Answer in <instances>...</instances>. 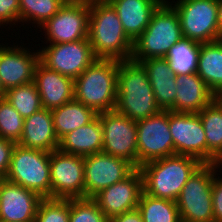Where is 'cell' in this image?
Masks as SVG:
<instances>
[{"mask_svg":"<svg viewBox=\"0 0 222 222\" xmlns=\"http://www.w3.org/2000/svg\"><path fill=\"white\" fill-rule=\"evenodd\" d=\"M114 110L136 122L161 111L141 63L132 59L119 62Z\"/></svg>","mask_w":222,"mask_h":222,"instance_id":"6da1fadb","label":"cell"},{"mask_svg":"<svg viewBox=\"0 0 222 222\" xmlns=\"http://www.w3.org/2000/svg\"><path fill=\"white\" fill-rule=\"evenodd\" d=\"M88 39L97 59L123 61L131 58L133 41L107 0L90 6Z\"/></svg>","mask_w":222,"mask_h":222,"instance_id":"7a4b0ae2","label":"cell"},{"mask_svg":"<svg viewBox=\"0 0 222 222\" xmlns=\"http://www.w3.org/2000/svg\"><path fill=\"white\" fill-rule=\"evenodd\" d=\"M203 163L192 156L173 155L141 165L143 192L155 198L177 201L183 186Z\"/></svg>","mask_w":222,"mask_h":222,"instance_id":"3957f363","label":"cell"},{"mask_svg":"<svg viewBox=\"0 0 222 222\" xmlns=\"http://www.w3.org/2000/svg\"><path fill=\"white\" fill-rule=\"evenodd\" d=\"M119 60L96 59L74 79V99L97 114L115 109Z\"/></svg>","mask_w":222,"mask_h":222,"instance_id":"277c9868","label":"cell"},{"mask_svg":"<svg viewBox=\"0 0 222 222\" xmlns=\"http://www.w3.org/2000/svg\"><path fill=\"white\" fill-rule=\"evenodd\" d=\"M182 38L177 11L168 0H164L153 12L146 29L133 42L130 59L140 63L149 58L165 57Z\"/></svg>","mask_w":222,"mask_h":222,"instance_id":"5b68a950","label":"cell"},{"mask_svg":"<svg viewBox=\"0 0 222 222\" xmlns=\"http://www.w3.org/2000/svg\"><path fill=\"white\" fill-rule=\"evenodd\" d=\"M221 168L222 164L203 163L183 186L176 201L181 222H214L212 182Z\"/></svg>","mask_w":222,"mask_h":222,"instance_id":"8992f818","label":"cell"},{"mask_svg":"<svg viewBox=\"0 0 222 222\" xmlns=\"http://www.w3.org/2000/svg\"><path fill=\"white\" fill-rule=\"evenodd\" d=\"M4 179L51 198L50 152L16 144Z\"/></svg>","mask_w":222,"mask_h":222,"instance_id":"52a82bcc","label":"cell"},{"mask_svg":"<svg viewBox=\"0 0 222 222\" xmlns=\"http://www.w3.org/2000/svg\"><path fill=\"white\" fill-rule=\"evenodd\" d=\"M177 2V3H176ZM177 11L183 38L207 43L219 40L217 0H177Z\"/></svg>","mask_w":222,"mask_h":222,"instance_id":"ba28073f","label":"cell"},{"mask_svg":"<svg viewBox=\"0 0 222 222\" xmlns=\"http://www.w3.org/2000/svg\"><path fill=\"white\" fill-rule=\"evenodd\" d=\"M138 168L150 161L176 155L169 128V111L161 110L136 122Z\"/></svg>","mask_w":222,"mask_h":222,"instance_id":"9c48e42d","label":"cell"},{"mask_svg":"<svg viewBox=\"0 0 222 222\" xmlns=\"http://www.w3.org/2000/svg\"><path fill=\"white\" fill-rule=\"evenodd\" d=\"M103 128L102 152L123 158L138 168L136 121L115 110L99 113Z\"/></svg>","mask_w":222,"mask_h":222,"instance_id":"30bf717a","label":"cell"},{"mask_svg":"<svg viewBox=\"0 0 222 222\" xmlns=\"http://www.w3.org/2000/svg\"><path fill=\"white\" fill-rule=\"evenodd\" d=\"M52 199L85 198L84 157L61 152H50Z\"/></svg>","mask_w":222,"mask_h":222,"instance_id":"8fae6325","label":"cell"},{"mask_svg":"<svg viewBox=\"0 0 222 222\" xmlns=\"http://www.w3.org/2000/svg\"><path fill=\"white\" fill-rule=\"evenodd\" d=\"M39 52L40 61L45 66L73 79L97 59L88 38L68 43H50Z\"/></svg>","mask_w":222,"mask_h":222,"instance_id":"7c38bea8","label":"cell"},{"mask_svg":"<svg viewBox=\"0 0 222 222\" xmlns=\"http://www.w3.org/2000/svg\"><path fill=\"white\" fill-rule=\"evenodd\" d=\"M136 167L127 160L104 152L84 157L85 198L127 178Z\"/></svg>","mask_w":222,"mask_h":222,"instance_id":"4fadbf2b","label":"cell"},{"mask_svg":"<svg viewBox=\"0 0 222 222\" xmlns=\"http://www.w3.org/2000/svg\"><path fill=\"white\" fill-rule=\"evenodd\" d=\"M169 128L176 155H187L207 163V142L198 113L169 111Z\"/></svg>","mask_w":222,"mask_h":222,"instance_id":"5bb4252c","label":"cell"},{"mask_svg":"<svg viewBox=\"0 0 222 222\" xmlns=\"http://www.w3.org/2000/svg\"><path fill=\"white\" fill-rule=\"evenodd\" d=\"M90 6L64 4L40 29L46 43H68L88 38Z\"/></svg>","mask_w":222,"mask_h":222,"instance_id":"9a60e30c","label":"cell"},{"mask_svg":"<svg viewBox=\"0 0 222 222\" xmlns=\"http://www.w3.org/2000/svg\"><path fill=\"white\" fill-rule=\"evenodd\" d=\"M142 192L143 177L140 170L136 168L127 178L105 188L92 199L104 215L111 219L137 209Z\"/></svg>","mask_w":222,"mask_h":222,"instance_id":"2e32d148","label":"cell"},{"mask_svg":"<svg viewBox=\"0 0 222 222\" xmlns=\"http://www.w3.org/2000/svg\"><path fill=\"white\" fill-rule=\"evenodd\" d=\"M0 44V81L5 91L34 82V71L40 61L39 49L31 52L24 45ZM19 46V47H18ZM28 49V50H27Z\"/></svg>","mask_w":222,"mask_h":222,"instance_id":"e0dca14e","label":"cell"},{"mask_svg":"<svg viewBox=\"0 0 222 222\" xmlns=\"http://www.w3.org/2000/svg\"><path fill=\"white\" fill-rule=\"evenodd\" d=\"M42 199L35 191L4 179L0 184V221L34 222Z\"/></svg>","mask_w":222,"mask_h":222,"instance_id":"ac0fdd59","label":"cell"},{"mask_svg":"<svg viewBox=\"0 0 222 222\" xmlns=\"http://www.w3.org/2000/svg\"><path fill=\"white\" fill-rule=\"evenodd\" d=\"M34 83L44 109L52 110L74 99V79L49 69L41 61L34 71Z\"/></svg>","mask_w":222,"mask_h":222,"instance_id":"d6986e66","label":"cell"},{"mask_svg":"<svg viewBox=\"0 0 222 222\" xmlns=\"http://www.w3.org/2000/svg\"><path fill=\"white\" fill-rule=\"evenodd\" d=\"M51 110L42 108L24 119L21 138L17 143L25 148L52 152L59 149Z\"/></svg>","mask_w":222,"mask_h":222,"instance_id":"ffe728a7","label":"cell"},{"mask_svg":"<svg viewBox=\"0 0 222 222\" xmlns=\"http://www.w3.org/2000/svg\"><path fill=\"white\" fill-rule=\"evenodd\" d=\"M176 99L169 111L199 113L214 100V93L197 73L175 75Z\"/></svg>","mask_w":222,"mask_h":222,"instance_id":"44dd1931","label":"cell"},{"mask_svg":"<svg viewBox=\"0 0 222 222\" xmlns=\"http://www.w3.org/2000/svg\"><path fill=\"white\" fill-rule=\"evenodd\" d=\"M117 11L123 29L134 42L150 23L153 12L164 0H107Z\"/></svg>","mask_w":222,"mask_h":222,"instance_id":"7402d4cb","label":"cell"},{"mask_svg":"<svg viewBox=\"0 0 222 222\" xmlns=\"http://www.w3.org/2000/svg\"><path fill=\"white\" fill-rule=\"evenodd\" d=\"M147 72L156 102L161 110H170L176 99L175 73L165 57L149 58L140 62Z\"/></svg>","mask_w":222,"mask_h":222,"instance_id":"603a6c76","label":"cell"},{"mask_svg":"<svg viewBox=\"0 0 222 222\" xmlns=\"http://www.w3.org/2000/svg\"><path fill=\"white\" fill-rule=\"evenodd\" d=\"M103 128L99 114L88 124L65 135L59 143V150L67 154L88 156L102 152Z\"/></svg>","mask_w":222,"mask_h":222,"instance_id":"cb8c5ba5","label":"cell"},{"mask_svg":"<svg viewBox=\"0 0 222 222\" xmlns=\"http://www.w3.org/2000/svg\"><path fill=\"white\" fill-rule=\"evenodd\" d=\"M54 130L59 141L68 133L91 122L98 114L73 99L51 110Z\"/></svg>","mask_w":222,"mask_h":222,"instance_id":"d4e9b609","label":"cell"},{"mask_svg":"<svg viewBox=\"0 0 222 222\" xmlns=\"http://www.w3.org/2000/svg\"><path fill=\"white\" fill-rule=\"evenodd\" d=\"M197 74L215 94L222 89V40L200 43Z\"/></svg>","mask_w":222,"mask_h":222,"instance_id":"484cf974","label":"cell"},{"mask_svg":"<svg viewBox=\"0 0 222 222\" xmlns=\"http://www.w3.org/2000/svg\"><path fill=\"white\" fill-rule=\"evenodd\" d=\"M198 114L207 142V164H222V108L213 100Z\"/></svg>","mask_w":222,"mask_h":222,"instance_id":"4316f807","label":"cell"},{"mask_svg":"<svg viewBox=\"0 0 222 222\" xmlns=\"http://www.w3.org/2000/svg\"><path fill=\"white\" fill-rule=\"evenodd\" d=\"M199 51V42L182 38L169 49L165 58L175 75H189L197 73Z\"/></svg>","mask_w":222,"mask_h":222,"instance_id":"83f0119b","label":"cell"},{"mask_svg":"<svg viewBox=\"0 0 222 222\" xmlns=\"http://www.w3.org/2000/svg\"><path fill=\"white\" fill-rule=\"evenodd\" d=\"M137 209L144 222H181L177 203L142 192Z\"/></svg>","mask_w":222,"mask_h":222,"instance_id":"f1b7e54d","label":"cell"},{"mask_svg":"<svg viewBox=\"0 0 222 222\" xmlns=\"http://www.w3.org/2000/svg\"><path fill=\"white\" fill-rule=\"evenodd\" d=\"M63 5V0H19L20 22L37 24L40 28Z\"/></svg>","mask_w":222,"mask_h":222,"instance_id":"f546056e","label":"cell"},{"mask_svg":"<svg viewBox=\"0 0 222 222\" xmlns=\"http://www.w3.org/2000/svg\"><path fill=\"white\" fill-rule=\"evenodd\" d=\"M5 98L24 119L42 109L40 95L34 82L8 89Z\"/></svg>","mask_w":222,"mask_h":222,"instance_id":"4dcf8cb0","label":"cell"},{"mask_svg":"<svg viewBox=\"0 0 222 222\" xmlns=\"http://www.w3.org/2000/svg\"><path fill=\"white\" fill-rule=\"evenodd\" d=\"M24 118L6 98L0 99V138L19 142L23 131Z\"/></svg>","mask_w":222,"mask_h":222,"instance_id":"1f68e13d","label":"cell"},{"mask_svg":"<svg viewBox=\"0 0 222 222\" xmlns=\"http://www.w3.org/2000/svg\"><path fill=\"white\" fill-rule=\"evenodd\" d=\"M69 222H109L92 198L69 199Z\"/></svg>","mask_w":222,"mask_h":222,"instance_id":"d6a6232c","label":"cell"},{"mask_svg":"<svg viewBox=\"0 0 222 222\" xmlns=\"http://www.w3.org/2000/svg\"><path fill=\"white\" fill-rule=\"evenodd\" d=\"M34 222H69V199L43 198Z\"/></svg>","mask_w":222,"mask_h":222,"instance_id":"836d02e7","label":"cell"},{"mask_svg":"<svg viewBox=\"0 0 222 222\" xmlns=\"http://www.w3.org/2000/svg\"><path fill=\"white\" fill-rule=\"evenodd\" d=\"M18 22L20 23L19 0H0V26L9 23L13 26Z\"/></svg>","mask_w":222,"mask_h":222,"instance_id":"e575fe53","label":"cell"},{"mask_svg":"<svg viewBox=\"0 0 222 222\" xmlns=\"http://www.w3.org/2000/svg\"><path fill=\"white\" fill-rule=\"evenodd\" d=\"M217 172L214 173L212 182L213 218L214 222H222V176H218Z\"/></svg>","mask_w":222,"mask_h":222,"instance_id":"d590c367","label":"cell"},{"mask_svg":"<svg viewBox=\"0 0 222 222\" xmlns=\"http://www.w3.org/2000/svg\"><path fill=\"white\" fill-rule=\"evenodd\" d=\"M16 143L0 138V174L5 178L9 169L12 153Z\"/></svg>","mask_w":222,"mask_h":222,"instance_id":"8d00e7d4","label":"cell"},{"mask_svg":"<svg viewBox=\"0 0 222 222\" xmlns=\"http://www.w3.org/2000/svg\"><path fill=\"white\" fill-rule=\"evenodd\" d=\"M109 222H144L138 209L124 212L109 219Z\"/></svg>","mask_w":222,"mask_h":222,"instance_id":"74e56055","label":"cell"},{"mask_svg":"<svg viewBox=\"0 0 222 222\" xmlns=\"http://www.w3.org/2000/svg\"><path fill=\"white\" fill-rule=\"evenodd\" d=\"M105 0H63L64 4H81L92 6Z\"/></svg>","mask_w":222,"mask_h":222,"instance_id":"f35d334b","label":"cell"},{"mask_svg":"<svg viewBox=\"0 0 222 222\" xmlns=\"http://www.w3.org/2000/svg\"><path fill=\"white\" fill-rule=\"evenodd\" d=\"M217 3H218V13H217L218 29L219 33L222 35V0H217Z\"/></svg>","mask_w":222,"mask_h":222,"instance_id":"ab89813d","label":"cell"},{"mask_svg":"<svg viewBox=\"0 0 222 222\" xmlns=\"http://www.w3.org/2000/svg\"><path fill=\"white\" fill-rule=\"evenodd\" d=\"M214 100L219 104V106L222 108V89L217 91L214 94Z\"/></svg>","mask_w":222,"mask_h":222,"instance_id":"60d3db41","label":"cell"},{"mask_svg":"<svg viewBox=\"0 0 222 222\" xmlns=\"http://www.w3.org/2000/svg\"><path fill=\"white\" fill-rule=\"evenodd\" d=\"M5 95H6V91L0 81V99L5 98Z\"/></svg>","mask_w":222,"mask_h":222,"instance_id":"b9f144b4","label":"cell"},{"mask_svg":"<svg viewBox=\"0 0 222 222\" xmlns=\"http://www.w3.org/2000/svg\"><path fill=\"white\" fill-rule=\"evenodd\" d=\"M4 180V177L0 174V184Z\"/></svg>","mask_w":222,"mask_h":222,"instance_id":"7bdbcfd3","label":"cell"}]
</instances>
